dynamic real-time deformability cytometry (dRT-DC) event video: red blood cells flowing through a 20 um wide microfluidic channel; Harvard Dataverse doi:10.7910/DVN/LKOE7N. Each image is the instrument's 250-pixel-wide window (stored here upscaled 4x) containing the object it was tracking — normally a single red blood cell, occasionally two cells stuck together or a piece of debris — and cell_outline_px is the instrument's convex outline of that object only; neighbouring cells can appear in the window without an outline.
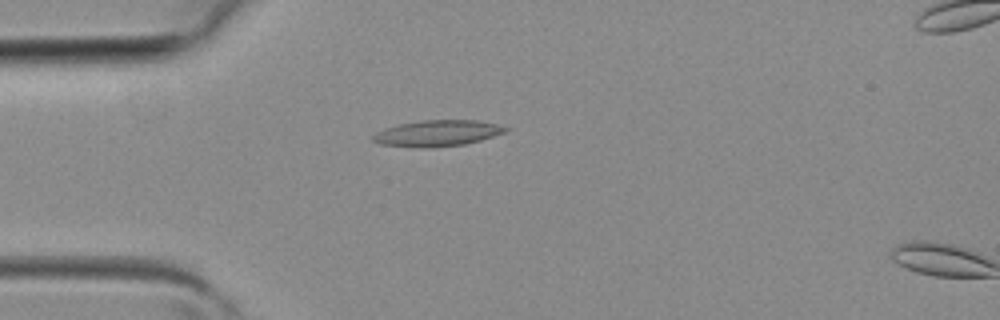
{"species": "common noctule bat (a hibernating species)", "species_latin": "Nyctalus noctula", "temperature_condition": "room temperature", "stored_images_in_passage": 3, "camera_frame_rate_fps": 3000, "um_per_image_px": 0.085, "animal": {"sex": "female", "body_mass_g": 19.3, "forearm_length_mm": 54.1}, "frame": {"image": 1, "passage_image": 2, "time_ms": 0.333, "image_size_px": [1000, 320], "cell_outline_px": [[508, 132], [480, 140], [464, 144], [432, 148], [420, 148], [380, 144], [372, 140], [372, 136], [376, 132], [384, 128], [400, 124], [420, 120], [476, 120], [496, 124], [508, 128]], "centroid_in_image_um": [37.16, 11.33], "position_along_channel_um": 47.8, "area_um2": 20.23}}